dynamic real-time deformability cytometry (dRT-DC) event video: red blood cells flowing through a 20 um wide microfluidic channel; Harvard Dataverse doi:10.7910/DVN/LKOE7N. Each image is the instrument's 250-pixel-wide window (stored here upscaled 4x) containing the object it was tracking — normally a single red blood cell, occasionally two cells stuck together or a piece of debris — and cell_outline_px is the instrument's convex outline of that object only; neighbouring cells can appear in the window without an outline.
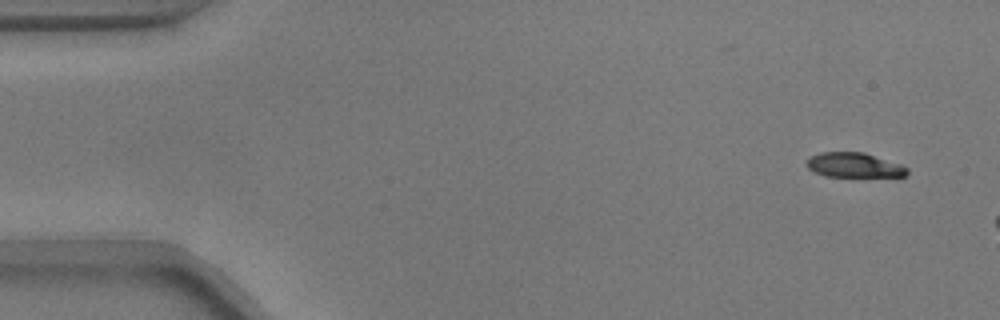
{"species": "common noctule bat (a hibernating species)", "species_latin": "Nyctalus noctula", "temperature_condition": "warm", "stored_images_in_passage": 7, "camera_frame_rate_fps": 3000, "um_per_image_px": 0.085, "animal": {"sex": "male", "body_mass_g": 17.9}, "frame": {"image": 1, "passage_image": 1, "time_ms": 0.0, "image_size_px": [1000, 320], "cell_outline_px": [[908, 172], [904, 176], [824, 176], [808, 168], [804, 164], [808, 156], [820, 152], [864, 152], [900, 164], [908, 168]], "centroid_in_image_um": [72.53, 14.02], "position_along_channel_um": 12.5, "area_um2": 14.45}}